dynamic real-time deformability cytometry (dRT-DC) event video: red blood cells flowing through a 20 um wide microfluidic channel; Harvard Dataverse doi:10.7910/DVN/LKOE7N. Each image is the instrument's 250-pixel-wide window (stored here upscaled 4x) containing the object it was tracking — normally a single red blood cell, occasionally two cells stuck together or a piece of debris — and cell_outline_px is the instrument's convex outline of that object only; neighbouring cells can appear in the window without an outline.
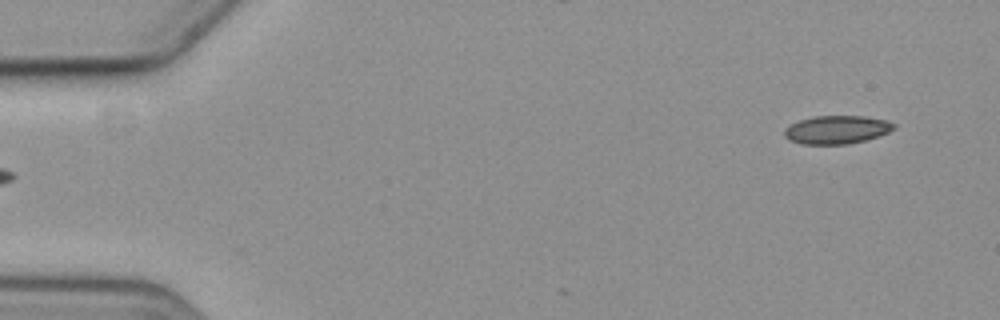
{"species": "common noctule bat (a hibernating species)", "species_latin": "Nyctalus noctula", "temperature_condition": "cold", "stored_images_in_passage": 6, "camera_frame_rate_fps": 3000, "um_per_image_px": 0.085, "animal": {"sex": "female", "body_mass_g": 19.3, "forearm_length_mm": 54.1}, "frame": {"image": 1, "passage_image": 1, "time_ms": 0.0, "image_size_px": [1000, 320], "cell_outline_px": [[896, 128], [888, 132], [864, 140], [848, 144], [800, 144], [788, 140], [784, 136], [784, 132], [792, 124], [800, 120], [812, 116], [864, 116], [888, 120], [896, 124]], "centroid_in_image_um": [71.14, 11.02], "position_along_channel_um": 13.9, "area_um2": 17.98}}
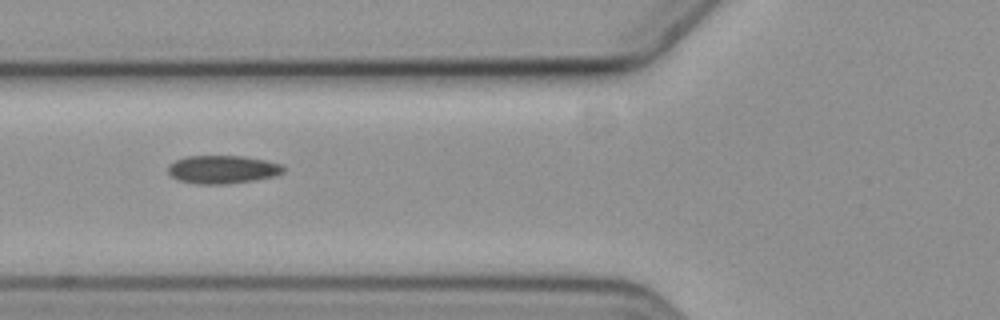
{"frame": {"image": 2, "passage_image": 5, "time_ms": 6.0, "image_size_px": [1000, 320], "cell_outline_px": [[284, 172], [276, 176], [252, 180], [224, 184], [196, 184], [180, 180], [172, 176], [168, 172], [168, 164], [176, 160], [188, 156], [244, 156], [284, 164]], "centroid_in_image_um": [18.94, 14.4], "position_along_channel_um": 106.9, "area_um2": 18.9}}
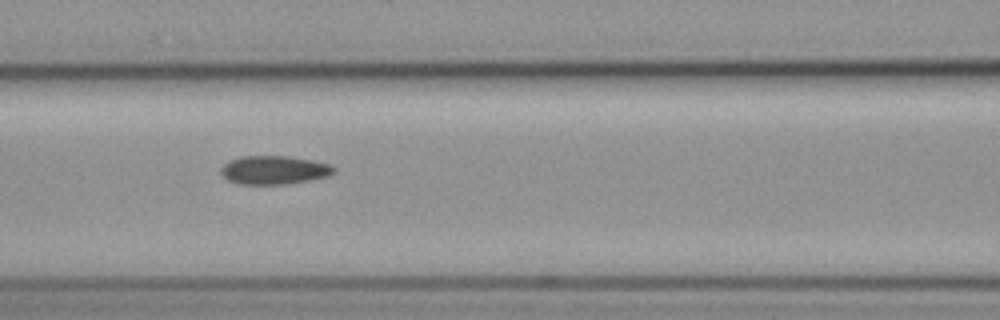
{"frame": {"image": 3, "passage_image": 6, "time_ms": 7.0, "image_size_px": [1000, 320], "cell_outline_px": [[336, 172], [328, 176], [308, 180], [284, 184], [240, 184], [228, 180], [220, 172], [220, 168], [228, 160], [240, 156], [288, 156], [312, 160], [332, 164], [336, 168]], "centroid_in_image_um": [23.3, 14.44], "position_along_channel_um": 143.3, "area_um2": 18.9}}